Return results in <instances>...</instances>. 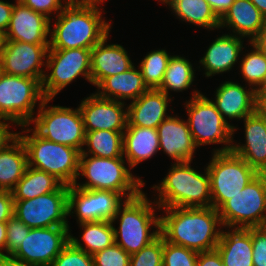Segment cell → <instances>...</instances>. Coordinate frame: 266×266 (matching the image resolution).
Here are the masks:
<instances>
[{
	"mask_svg": "<svg viewBox=\"0 0 266 266\" xmlns=\"http://www.w3.org/2000/svg\"><path fill=\"white\" fill-rule=\"evenodd\" d=\"M161 209L165 210L166 216H160V235L166 241L196 252L216 249L223 224L214 207Z\"/></svg>",
	"mask_w": 266,
	"mask_h": 266,
	"instance_id": "1",
	"label": "cell"
},
{
	"mask_svg": "<svg viewBox=\"0 0 266 266\" xmlns=\"http://www.w3.org/2000/svg\"><path fill=\"white\" fill-rule=\"evenodd\" d=\"M50 29L49 49H92L111 29L98 6H65Z\"/></svg>",
	"mask_w": 266,
	"mask_h": 266,
	"instance_id": "2",
	"label": "cell"
},
{
	"mask_svg": "<svg viewBox=\"0 0 266 266\" xmlns=\"http://www.w3.org/2000/svg\"><path fill=\"white\" fill-rule=\"evenodd\" d=\"M191 161L173 163L166 177L152 188L159 192L153 204L157 208L212 207L210 178L205 168L201 174L190 166Z\"/></svg>",
	"mask_w": 266,
	"mask_h": 266,
	"instance_id": "3",
	"label": "cell"
},
{
	"mask_svg": "<svg viewBox=\"0 0 266 266\" xmlns=\"http://www.w3.org/2000/svg\"><path fill=\"white\" fill-rule=\"evenodd\" d=\"M152 203L141 192L134 198L126 199L111 221L115 223L120 216L119 229L113 226L115 243L130 255L149 245L160 235V216L156 217ZM151 226H155L157 230L149 233V229H153Z\"/></svg>",
	"mask_w": 266,
	"mask_h": 266,
	"instance_id": "4",
	"label": "cell"
},
{
	"mask_svg": "<svg viewBox=\"0 0 266 266\" xmlns=\"http://www.w3.org/2000/svg\"><path fill=\"white\" fill-rule=\"evenodd\" d=\"M32 129L27 127L22 131V133L32 132L31 135L15 132L25 145L28 166L54 175L65 185H74L79 176L81 151L64 144L48 141L34 130L31 131Z\"/></svg>",
	"mask_w": 266,
	"mask_h": 266,
	"instance_id": "5",
	"label": "cell"
},
{
	"mask_svg": "<svg viewBox=\"0 0 266 266\" xmlns=\"http://www.w3.org/2000/svg\"><path fill=\"white\" fill-rule=\"evenodd\" d=\"M125 164L124 157L103 158L80 154L79 176L81 174L88 181L83 184L76 182L74 186L88 190L114 191L122 194L125 200L134 198L142 192L141 188L145 183L135 177Z\"/></svg>",
	"mask_w": 266,
	"mask_h": 266,
	"instance_id": "6",
	"label": "cell"
},
{
	"mask_svg": "<svg viewBox=\"0 0 266 266\" xmlns=\"http://www.w3.org/2000/svg\"><path fill=\"white\" fill-rule=\"evenodd\" d=\"M190 101L185 102L188 113V125L194 143L197 147L201 145L223 143L221 149L214 152H229L232 149L233 134L237 130L230 125L211 99L195 90Z\"/></svg>",
	"mask_w": 266,
	"mask_h": 266,
	"instance_id": "7",
	"label": "cell"
},
{
	"mask_svg": "<svg viewBox=\"0 0 266 266\" xmlns=\"http://www.w3.org/2000/svg\"><path fill=\"white\" fill-rule=\"evenodd\" d=\"M38 79L9 75L0 76V119L21 127L30 126L34 108L45 100Z\"/></svg>",
	"mask_w": 266,
	"mask_h": 266,
	"instance_id": "8",
	"label": "cell"
},
{
	"mask_svg": "<svg viewBox=\"0 0 266 266\" xmlns=\"http://www.w3.org/2000/svg\"><path fill=\"white\" fill-rule=\"evenodd\" d=\"M50 100L53 99L46 98L42 103H38L37 116L35 115L31 121L35 124L33 130L48 141L82 151L86 131L79 107L76 109L63 106L50 107L47 106Z\"/></svg>",
	"mask_w": 266,
	"mask_h": 266,
	"instance_id": "9",
	"label": "cell"
},
{
	"mask_svg": "<svg viewBox=\"0 0 266 266\" xmlns=\"http://www.w3.org/2000/svg\"><path fill=\"white\" fill-rule=\"evenodd\" d=\"M208 163L212 207L218 210L259 173L232 151L214 152Z\"/></svg>",
	"mask_w": 266,
	"mask_h": 266,
	"instance_id": "10",
	"label": "cell"
},
{
	"mask_svg": "<svg viewBox=\"0 0 266 266\" xmlns=\"http://www.w3.org/2000/svg\"><path fill=\"white\" fill-rule=\"evenodd\" d=\"M223 227H263L266 223V173H259L219 209ZM240 225V226H239Z\"/></svg>",
	"mask_w": 266,
	"mask_h": 266,
	"instance_id": "11",
	"label": "cell"
},
{
	"mask_svg": "<svg viewBox=\"0 0 266 266\" xmlns=\"http://www.w3.org/2000/svg\"><path fill=\"white\" fill-rule=\"evenodd\" d=\"M46 69L42 80V91L47 99H53L58 92L79 76L91 83V49H49Z\"/></svg>",
	"mask_w": 266,
	"mask_h": 266,
	"instance_id": "12",
	"label": "cell"
},
{
	"mask_svg": "<svg viewBox=\"0 0 266 266\" xmlns=\"http://www.w3.org/2000/svg\"><path fill=\"white\" fill-rule=\"evenodd\" d=\"M69 185L28 200H14V215L30 228L69 226Z\"/></svg>",
	"mask_w": 266,
	"mask_h": 266,
	"instance_id": "13",
	"label": "cell"
},
{
	"mask_svg": "<svg viewBox=\"0 0 266 266\" xmlns=\"http://www.w3.org/2000/svg\"><path fill=\"white\" fill-rule=\"evenodd\" d=\"M122 197V194L110 190H88L69 185L68 214L75 212L79 224L112 221L119 207L125 202Z\"/></svg>",
	"mask_w": 266,
	"mask_h": 266,
	"instance_id": "14",
	"label": "cell"
},
{
	"mask_svg": "<svg viewBox=\"0 0 266 266\" xmlns=\"http://www.w3.org/2000/svg\"><path fill=\"white\" fill-rule=\"evenodd\" d=\"M69 226L31 228L20 247L11 255L36 266H51L70 241Z\"/></svg>",
	"mask_w": 266,
	"mask_h": 266,
	"instance_id": "15",
	"label": "cell"
},
{
	"mask_svg": "<svg viewBox=\"0 0 266 266\" xmlns=\"http://www.w3.org/2000/svg\"><path fill=\"white\" fill-rule=\"evenodd\" d=\"M48 50L49 44L6 40L0 60L2 71L9 75L38 79L42 83L45 71L41 66L46 65L44 60Z\"/></svg>",
	"mask_w": 266,
	"mask_h": 266,
	"instance_id": "16",
	"label": "cell"
},
{
	"mask_svg": "<svg viewBox=\"0 0 266 266\" xmlns=\"http://www.w3.org/2000/svg\"><path fill=\"white\" fill-rule=\"evenodd\" d=\"M124 104L92 93L79 105L85 131L110 130L124 133L128 124L127 107L125 109Z\"/></svg>",
	"mask_w": 266,
	"mask_h": 266,
	"instance_id": "17",
	"label": "cell"
},
{
	"mask_svg": "<svg viewBox=\"0 0 266 266\" xmlns=\"http://www.w3.org/2000/svg\"><path fill=\"white\" fill-rule=\"evenodd\" d=\"M51 20L23 4H14L6 40L32 44H49Z\"/></svg>",
	"mask_w": 266,
	"mask_h": 266,
	"instance_id": "18",
	"label": "cell"
},
{
	"mask_svg": "<svg viewBox=\"0 0 266 266\" xmlns=\"http://www.w3.org/2000/svg\"><path fill=\"white\" fill-rule=\"evenodd\" d=\"M159 136V149H163L175 163L192 161L198 148L193 140L187 121L176 115L168 116L156 128Z\"/></svg>",
	"mask_w": 266,
	"mask_h": 266,
	"instance_id": "19",
	"label": "cell"
},
{
	"mask_svg": "<svg viewBox=\"0 0 266 266\" xmlns=\"http://www.w3.org/2000/svg\"><path fill=\"white\" fill-rule=\"evenodd\" d=\"M243 120L246 143L232 144L231 151L258 173H266V118L255 111Z\"/></svg>",
	"mask_w": 266,
	"mask_h": 266,
	"instance_id": "20",
	"label": "cell"
},
{
	"mask_svg": "<svg viewBox=\"0 0 266 266\" xmlns=\"http://www.w3.org/2000/svg\"><path fill=\"white\" fill-rule=\"evenodd\" d=\"M109 34L91 49V83L97 86L104 78L130 69L134 64L120 44H106Z\"/></svg>",
	"mask_w": 266,
	"mask_h": 266,
	"instance_id": "21",
	"label": "cell"
},
{
	"mask_svg": "<svg viewBox=\"0 0 266 266\" xmlns=\"http://www.w3.org/2000/svg\"><path fill=\"white\" fill-rule=\"evenodd\" d=\"M215 96L212 102L227 122V117L241 120L256 111V90L237 82L225 81L216 89Z\"/></svg>",
	"mask_w": 266,
	"mask_h": 266,
	"instance_id": "22",
	"label": "cell"
},
{
	"mask_svg": "<svg viewBox=\"0 0 266 266\" xmlns=\"http://www.w3.org/2000/svg\"><path fill=\"white\" fill-rule=\"evenodd\" d=\"M171 99L159 89H148L127 106V126L156 129L169 116L166 111Z\"/></svg>",
	"mask_w": 266,
	"mask_h": 266,
	"instance_id": "23",
	"label": "cell"
},
{
	"mask_svg": "<svg viewBox=\"0 0 266 266\" xmlns=\"http://www.w3.org/2000/svg\"><path fill=\"white\" fill-rule=\"evenodd\" d=\"M243 37L232 34H223L217 37L214 42L209 45L205 55L200 59L205 69V76L228 72L238 63V58L243 48Z\"/></svg>",
	"mask_w": 266,
	"mask_h": 266,
	"instance_id": "24",
	"label": "cell"
},
{
	"mask_svg": "<svg viewBox=\"0 0 266 266\" xmlns=\"http://www.w3.org/2000/svg\"><path fill=\"white\" fill-rule=\"evenodd\" d=\"M266 24V18L251 0H235L220 18L219 28L233 29L234 35L251 41Z\"/></svg>",
	"mask_w": 266,
	"mask_h": 266,
	"instance_id": "25",
	"label": "cell"
},
{
	"mask_svg": "<svg viewBox=\"0 0 266 266\" xmlns=\"http://www.w3.org/2000/svg\"><path fill=\"white\" fill-rule=\"evenodd\" d=\"M27 167L25 145L15 133L0 147V190L11 191L23 177Z\"/></svg>",
	"mask_w": 266,
	"mask_h": 266,
	"instance_id": "26",
	"label": "cell"
},
{
	"mask_svg": "<svg viewBox=\"0 0 266 266\" xmlns=\"http://www.w3.org/2000/svg\"><path fill=\"white\" fill-rule=\"evenodd\" d=\"M97 87L96 94L100 97L116 101L119 99L121 102L126 99L134 101L148 90L141 70L135 66L120 74L104 78Z\"/></svg>",
	"mask_w": 266,
	"mask_h": 266,
	"instance_id": "27",
	"label": "cell"
},
{
	"mask_svg": "<svg viewBox=\"0 0 266 266\" xmlns=\"http://www.w3.org/2000/svg\"><path fill=\"white\" fill-rule=\"evenodd\" d=\"M159 150V136L156 129L127 126L123 133V157L130 169L151 158Z\"/></svg>",
	"mask_w": 266,
	"mask_h": 266,
	"instance_id": "28",
	"label": "cell"
},
{
	"mask_svg": "<svg viewBox=\"0 0 266 266\" xmlns=\"http://www.w3.org/2000/svg\"><path fill=\"white\" fill-rule=\"evenodd\" d=\"M231 230V231H230ZM222 231L216 246L224 266H253L251 233L244 228Z\"/></svg>",
	"mask_w": 266,
	"mask_h": 266,
	"instance_id": "29",
	"label": "cell"
},
{
	"mask_svg": "<svg viewBox=\"0 0 266 266\" xmlns=\"http://www.w3.org/2000/svg\"><path fill=\"white\" fill-rule=\"evenodd\" d=\"M63 183L43 170L27 167L25 174L11 190L13 200H28L58 190Z\"/></svg>",
	"mask_w": 266,
	"mask_h": 266,
	"instance_id": "30",
	"label": "cell"
},
{
	"mask_svg": "<svg viewBox=\"0 0 266 266\" xmlns=\"http://www.w3.org/2000/svg\"><path fill=\"white\" fill-rule=\"evenodd\" d=\"M182 21L205 29H218L220 18L205 0H163Z\"/></svg>",
	"mask_w": 266,
	"mask_h": 266,
	"instance_id": "31",
	"label": "cell"
},
{
	"mask_svg": "<svg viewBox=\"0 0 266 266\" xmlns=\"http://www.w3.org/2000/svg\"><path fill=\"white\" fill-rule=\"evenodd\" d=\"M83 229L82 242L70 235V241L87 254L93 255L115 243L113 223L111 221H96L80 223ZM85 245V247H84Z\"/></svg>",
	"mask_w": 266,
	"mask_h": 266,
	"instance_id": "32",
	"label": "cell"
},
{
	"mask_svg": "<svg viewBox=\"0 0 266 266\" xmlns=\"http://www.w3.org/2000/svg\"><path fill=\"white\" fill-rule=\"evenodd\" d=\"M88 148L81 154L103 158L123 157V133L110 130L86 131L85 143Z\"/></svg>",
	"mask_w": 266,
	"mask_h": 266,
	"instance_id": "33",
	"label": "cell"
},
{
	"mask_svg": "<svg viewBox=\"0 0 266 266\" xmlns=\"http://www.w3.org/2000/svg\"><path fill=\"white\" fill-rule=\"evenodd\" d=\"M194 68L188 59L172 55L168 61V65L164 74L161 86L158 88L169 96V90L179 91L188 89L195 78Z\"/></svg>",
	"mask_w": 266,
	"mask_h": 266,
	"instance_id": "34",
	"label": "cell"
},
{
	"mask_svg": "<svg viewBox=\"0 0 266 266\" xmlns=\"http://www.w3.org/2000/svg\"><path fill=\"white\" fill-rule=\"evenodd\" d=\"M170 57L166 50L159 49L150 51L143 58L138 68L148 89H158L161 86Z\"/></svg>",
	"mask_w": 266,
	"mask_h": 266,
	"instance_id": "35",
	"label": "cell"
},
{
	"mask_svg": "<svg viewBox=\"0 0 266 266\" xmlns=\"http://www.w3.org/2000/svg\"><path fill=\"white\" fill-rule=\"evenodd\" d=\"M251 46L254 50L248 52L239 61L241 62L240 70L244 80L249 83L250 88L257 91L266 79V56L252 44Z\"/></svg>",
	"mask_w": 266,
	"mask_h": 266,
	"instance_id": "36",
	"label": "cell"
},
{
	"mask_svg": "<svg viewBox=\"0 0 266 266\" xmlns=\"http://www.w3.org/2000/svg\"><path fill=\"white\" fill-rule=\"evenodd\" d=\"M198 252L163 238V266H196Z\"/></svg>",
	"mask_w": 266,
	"mask_h": 266,
	"instance_id": "37",
	"label": "cell"
},
{
	"mask_svg": "<svg viewBox=\"0 0 266 266\" xmlns=\"http://www.w3.org/2000/svg\"><path fill=\"white\" fill-rule=\"evenodd\" d=\"M163 237L159 235L149 245L130 256V266H163Z\"/></svg>",
	"mask_w": 266,
	"mask_h": 266,
	"instance_id": "38",
	"label": "cell"
},
{
	"mask_svg": "<svg viewBox=\"0 0 266 266\" xmlns=\"http://www.w3.org/2000/svg\"><path fill=\"white\" fill-rule=\"evenodd\" d=\"M51 266H94L93 257L69 241Z\"/></svg>",
	"mask_w": 266,
	"mask_h": 266,
	"instance_id": "39",
	"label": "cell"
},
{
	"mask_svg": "<svg viewBox=\"0 0 266 266\" xmlns=\"http://www.w3.org/2000/svg\"><path fill=\"white\" fill-rule=\"evenodd\" d=\"M130 256L116 243L92 255L94 266H130Z\"/></svg>",
	"mask_w": 266,
	"mask_h": 266,
	"instance_id": "40",
	"label": "cell"
},
{
	"mask_svg": "<svg viewBox=\"0 0 266 266\" xmlns=\"http://www.w3.org/2000/svg\"><path fill=\"white\" fill-rule=\"evenodd\" d=\"M6 255H12L21 245L31 228L13 215L6 222Z\"/></svg>",
	"mask_w": 266,
	"mask_h": 266,
	"instance_id": "41",
	"label": "cell"
},
{
	"mask_svg": "<svg viewBox=\"0 0 266 266\" xmlns=\"http://www.w3.org/2000/svg\"><path fill=\"white\" fill-rule=\"evenodd\" d=\"M251 233L253 266H266V228H246Z\"/></svg>",
	"mask_w": 266,
	"mask_h": 266,
	"instance_id": "42",
	"label": "cell"
},
{
	"mask_svg": "<svg viewBox=\"0 0 266 266\" xmlns=\"http://www.w3.org/2000/svg\"><path fill=\"white\" fill-rule=\"evenodd\" d=\"M23 5L31 8L37 13L43 14L50 20L51 12H56L57 16L65 7V4L62 3L61 0H26Z\"/></svg>",
	"mask_w": 266,
	"mask_h": 266,
	"instance_id": "43",
	"label": "cell"
},
{
	"mask_svg": "<svg viewBox=\"0 0 266 266\" xmlns=\"http://www.w3.org/2000/svg\"><path fill=\"white\" fill-rule=\"evenodd\" d=\"M14 215L12 192L0 190V222H7Z\"/></svg>",
	"mask_w": 266,
	"mask_h": 266,
	"instance_id": "44",
	"label": "cell"
},
{
	"mask_svg": "<svg viewBox=\"0 0 266 266\" xmlns=\"http://www.w3.org/2000/svg\"><path fill=\"white\" fill-rule=\"evenodd\" d=\"M196 266H224L217 249L198 252Z\"/></svg>",
	"mask_w": 266,
	"mask_h": 266,
	"instance_id": "45",
	"label": "cell"
},
{
	"mask_svg": "<svg viewBox=\"0 0 266 266\" xmlns=\"http://www.w3.org/2000/svg\"><path fill=\"white\" fill-rule=\"evenodd\" d=\"M14 4L0 0V33L5 34L8 29Z\"/></svg>",
	"mask_w": 266,
	"mask_h": 266,
	"instance_id": "46",
	"label": "cell"
},
{
	"mask_svg": "<svg viewBox=\"0 0 266 266\" xmlns=\"http://www.w3.org/2000/svg\"><path fill=\"white\" fill-rule=\"evenodd\" d=\"M216 13V15L221 18L224 13L230 8L235 0H205Z\"/></svg>",
	"mask_w": 266,
	"mask_h": 266,
	"instance_id": "47",
	"label": "cell"
},
{
	"mask_svg": "<svg viewBox=\"0 0 266 266\" xmlns=\"http://www.w3.org/2000/svg\"><path fill=\"white\" fill-rule=\"evenodd\" d=\"M249 43L266 56V24Z\"/></svg>",
	"mask_w": 266,
	"mask_h": 266,
	"instance_id": "48",
	"label": "cell"
},
{
	"mask_svg": "<svg viewBox=\"0 0 266 266\" xmlns=\"http://www.w3.org/2000/svg\"><path fill=\"white\" fill-rule=\"evenodd\" d=\"M0 266H36L16 259L11 255L0 256Z\"/></svg>",
	"mask_w": 266,
	"mask_h": 266,
	"instance_id": "49",
	"label": "cell"
},
{
	"mask_svg": "<svg viewBox=\"0 0 266 266\" xmlns=\"http://www.w3.org/2000/svg\"><path fill=\"white\" fill-rule=\"evenodd\" d=\"M256 111L266 118V92H256Z\"/></svg>",
	"mask_w": 266,
	"mask_h": 266,
	"instance_id": "50",
	"label": "cell"
},
{
	"mask_svg": "<svg viewBox=\"0 0 266 266\" xmlns=\"http://www.w3.org/2000/svg\"><path fill=\"white\" fill-rule=\"evenodd\" d=\"M9 128V122L0 119V147L15 134L9 132Z\"/></svg>",
	"mask_w": 266,
	"mask_h": 266,
	"instance_id": "51",
	"label": "cell"
},
{
	"mask_svg": "<svg viewBox=\"0 0 266 266\" xmlns=\"http://www.w3.org/2000/svg\"><path fill=\"white\" fill-rule=\"evenodd\" d=\"M61 2H64L65 6H97L101 2L103 4L104 0H61Z\"/></svg>",
	"mask_w": 266,
	"mask_h": 266,
	"instance_id": "52",
	"label": "cell"
},
{
	"mask_svg": "<svg viewBox=\"0 0 266 266\" xmlns=\"http://www.w3.org/2000/svg\"><path fill=\"white\" fill-rule=\"evenodd\" d=\"M6 222H0V256H5L2 252H6Z\"/></svg>",
	"mask_w": 266,
	"mask_h": 266,
	"instance_id": "53",
	"label": "cell"
},
{
	"mask_svg": "<svg viewBox=\"0 0 266 266\" xmlns=\"http://www.w3.org/2000/svg\"><path fill=\"white\" fill-rule=\"evenodd\" d=\"M261 14L266 18V0H251Z\"/></svg>",
	"mask_w": 266,
	"mask_h": 266,
	"instance_id": "54",
	"label": "cell"
},
{
	"mask_svg": "<svg viewBox=\"0 0 266 266\" xmlns=\"http://www.w3.org/2000/svg\"><path fill=\"white\" fill-rule=\"evenodd\" d=\"M5 43H6L5 34L0 33V60H1V57H2V53L4 51Z\"/></svg>",
	"mask_w": 266,
	"mask_h": 266,
	"instance_id": "55",
	"label": "cell"
},
{
	"mask_svg": "<svg viewBox=\"0 0 266 266\" xmlns=\"http://www.w3.org/2000/svg\"><path fill=\"white\" fill-rule=\"evenodd\" d=\"M256 92H266V79L262 86Z\"/></svg>",
	"mask_w": 266,
	"mask_h": 266,
	"instance_id": "56",
	"label": "cell"
},
{
	"mask_svg": "<svg viewBox=\"0 0 266 266\" xmlns=\"http://www.w3.org/2000/svg\"><path fill=\"white\" fill-rule=\"evenodd\" d=\"M25 1H26V0H16L15 2H16L17 4H23Z\"/></svg>",
	"mask_w": 266,
	"mask_h": 266,
	"instance_id": "57",
	"label": "cell"
},
{
	"mask_svg": "<svg viewBox=\"0 0 266 266\" xmlns=\"http://www.w3.org/2000/svg\"><path fill=\"white\" fill-rule=\"evenodd\" d=\"M3 71H2V68H1V63H0V76L2 75Z\"/></svg>",
	"mask_w": 266,
	"mask_h": 266,
	"instance_id": "58",
	"label": "cell"
}]
</instances>
